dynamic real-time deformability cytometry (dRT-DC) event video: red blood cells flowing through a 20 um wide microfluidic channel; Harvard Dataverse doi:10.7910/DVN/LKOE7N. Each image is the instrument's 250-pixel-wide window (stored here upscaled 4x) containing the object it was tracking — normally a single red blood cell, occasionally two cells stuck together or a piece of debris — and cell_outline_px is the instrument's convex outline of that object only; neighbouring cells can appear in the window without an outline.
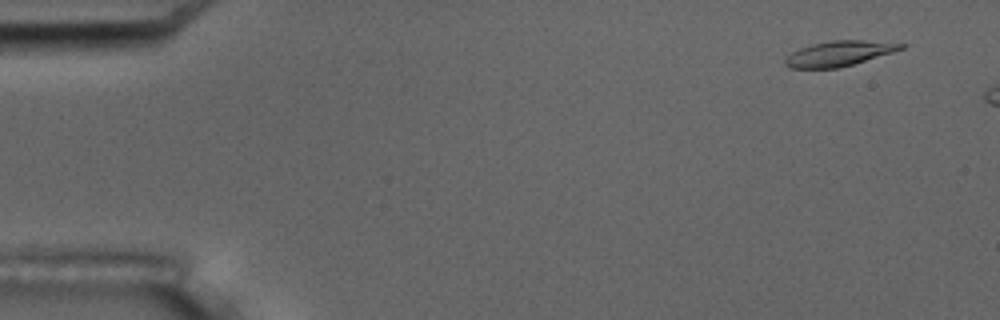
{"species": "common noctule bat (a hibernating species)", "species_latin": "Nyctalus noctula", "temperature_condition": "room temperature", "stored_images_in_passage": 4, "camera_frame_rate_fps": 3000, "um_per_image_px": 0.085, "animal": {"sex": "male", "body_mass_g": 17.5, "forearm_length_mm": 52.3}, "frame": {"image": 1, "passage_image": 1, "time_ms": 0.0, "image_size_px": [1000, 320], "cell_outline_px": [[908, 44], [904, 48], [892, 52], [852, 64], [836, 68], [788, 68], [784, 64], [784, 60], [792, 52], [800, 48], [812, 44], [832, 40], [860, 40]], "centroid_in_image_um": [71.28, 4.54], "position_along_channel_um": 13.7, "area_um2": 16.7}}